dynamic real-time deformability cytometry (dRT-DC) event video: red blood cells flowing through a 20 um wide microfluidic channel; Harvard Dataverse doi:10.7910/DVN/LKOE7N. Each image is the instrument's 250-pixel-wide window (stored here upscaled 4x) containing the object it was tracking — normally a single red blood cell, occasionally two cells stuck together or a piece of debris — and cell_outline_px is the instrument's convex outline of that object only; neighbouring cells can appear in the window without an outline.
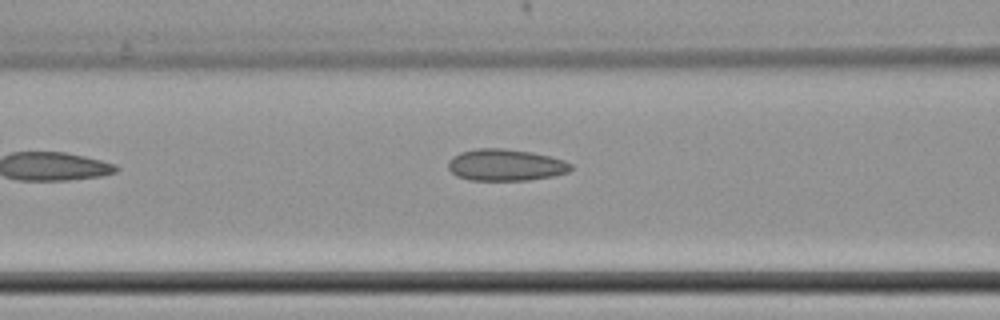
{"species": "common noctule bat (a hibernating species)", "species_latin": "Nyctalus noctula", "temperature_condition": "cold", "stored_images_in_passage": 3, "camera_frame_rate_fps": 3000, "um_per_image_px": 0.085, "animal": {"sex": "female", "body_mass_g": 22.7, "forearm_length_mm": 54.2}, "frame": {"image": 1, "passage_image": 3, "time_ms": 0.667, "image_size_px": [1000, 320], "cell_outline_px": [[572, 168], [568, 172], [552, 176], [528, 180], [468, 180], [456, 176], [448, 168], [448, 160], [452, 156], [460, 152], [476, 148], [504, 148], [532, 152], [552, 156], [564, 160], [572, 164]], "centroid_in_image_um": [42.96, 14.01], "position_along_channel_um": 123.6, "area_um2": 22.89}}